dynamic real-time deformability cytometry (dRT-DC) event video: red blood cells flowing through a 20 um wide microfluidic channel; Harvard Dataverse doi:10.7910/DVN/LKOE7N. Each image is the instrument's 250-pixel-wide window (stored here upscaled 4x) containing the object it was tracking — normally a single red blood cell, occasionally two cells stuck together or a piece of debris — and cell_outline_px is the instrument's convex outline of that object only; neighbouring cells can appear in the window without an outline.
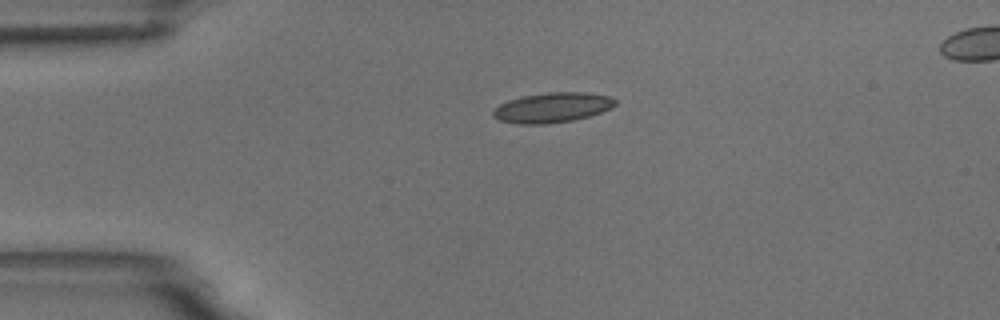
{"species": "common noctule bat (a hibernating species)", "species_latin": "Nyctalus noctula", "temperature_condition": "room temperature", "stored_images_in_passage": 3, "segment_of_instrument_passage": [1, 2], "camera_frame_rate_fps": 3000, "um_per_image_px": 0.085, "animal": {"sex": "male", "body_mass_g": 18.8}, "frame": {"image": 1, "passage_image": 1, "time_ms": 0.0, "image_size_px": [1000, 320], "cell_outline_px": [[616, 104], [600, 112], [588, 116], [572, 120], [544, 124], [520, 124], [500, 120], [492, 116], [492, 112], [500, 104], [508, 100], [520, 96], [548, 92], [584, 92], [612, 96], [616, 100]], "centroid_in_image_um": [46.93, 9.13], "position_along_channel_um": 38.1, "area_um2": 21.21}}